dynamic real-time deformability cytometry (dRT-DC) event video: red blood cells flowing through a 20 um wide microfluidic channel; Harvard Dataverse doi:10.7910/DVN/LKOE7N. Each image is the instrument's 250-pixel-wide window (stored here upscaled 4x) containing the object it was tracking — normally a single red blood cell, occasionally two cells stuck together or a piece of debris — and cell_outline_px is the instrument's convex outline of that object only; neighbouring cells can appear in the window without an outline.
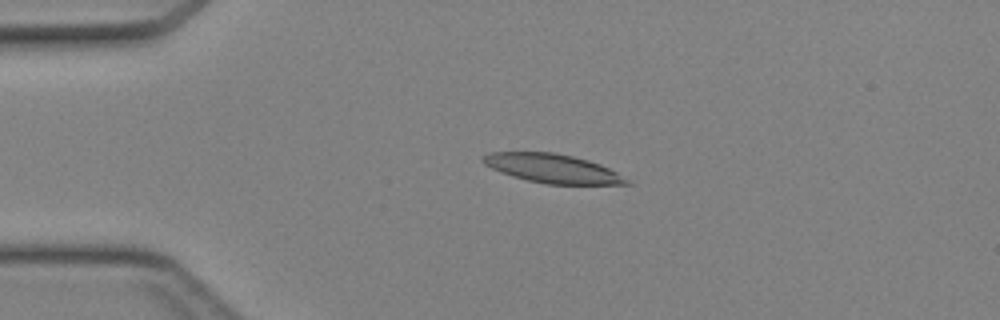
{"species": "Egyptian fruit bat (a non-hibernating species)", "species_latin": "Rousettus aegyptiacus", "temperature_condition": "cold", "stored_images_in_passage": 27, "camera_frame_rate_fps": 3000, "um_per_image_px": 0.085, "animal": {"sex": "female"}, "frame": {"image": 1, "passage_image": 2, "time_ms": 0.333, "image_size_px": [1000, 320], "cell_outline_px": [[632, 184], [548, 184], [528, 180], [512, 176], [500, 172], [484, 164], [480, 160], [480, 156], [488, 152], [552, 152], [572, 156], [588, 160], [600, 164], [616, 172], [628, 180]], "centroid_in_image_um": [46.9, 14.31], "position_along_channel_um": 38.1, "area_um2": 24.04}}
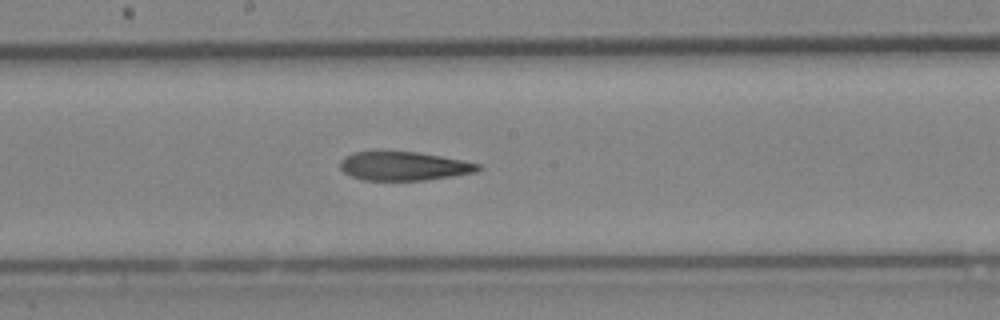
{"frame": {"image": 2, "passage_image": 16, "time_ms": 5.0, "image_size_px": [1000, 320], "cell_outline_px": [[484, 168], [476, 172], [424, 180], [364, 180], [352, 176], [344, 172], [340, 168], [340, 160], [344, 156], [352, 152], [376, 148], [416, 152], [440, 156], [480, 164]], "centroid_in_image_um": [34.24, 14.07], "position_along_channel_um": 214.0, "area_um2": 23.81}}
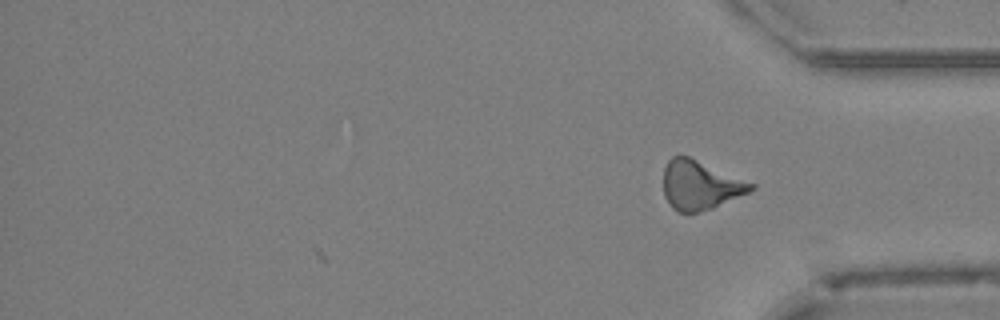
{"frame": {"image": 3, "passage_image": 27, "time_ms": 8.667, "image_size_px": [1000, 320], "cell_outline_px": [[756, 188], [748, 192], [712, 208], [700, 212], [676, 212], [672, 208], [664, 196], [664, 168], [668, 160], [672, 156], [688, 156], [756, 184]], "centroid_in_image_um": [59.5, 15.74], "position_along_channel_um": 375.7, "area_um2": 24.85}}